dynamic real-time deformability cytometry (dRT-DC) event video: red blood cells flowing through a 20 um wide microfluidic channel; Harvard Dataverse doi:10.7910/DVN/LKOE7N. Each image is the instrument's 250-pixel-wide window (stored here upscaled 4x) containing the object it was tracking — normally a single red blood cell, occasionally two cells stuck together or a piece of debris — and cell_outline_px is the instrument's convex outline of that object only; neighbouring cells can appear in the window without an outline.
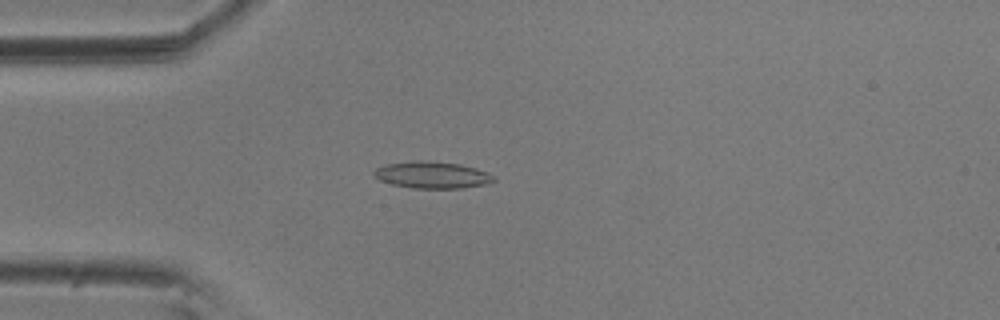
{"species": "common noctule bat (a hibernating species)", "species_latin": "Nyctalus noctula", "temperature_condition": "room temperature", "stored_images_in_passage": 18, "camera_frame_rate_fps": 3000, "um_per_image_px": 0.085, "animal": {"sex": "male", "body_mass_g": 20.5, "forearm_length_mm": 52.5}, "frame": {"image": 1, "passage_image": 15, "time_ms": 4.667, "image_size_px": [1000, 320], "cell_outline_px": [[496, 180], [484, 184], [460, 188], [412, 188], [392, 184], [380, 180], [372, 172], [376, 168], [388, 164], [412, 160], [428, 160], [460, 164], [476, 168], [488, 172], [496, 176]], "centroid_in_image_um": [36.75, 14.86], "position_along_channel_um": 48.2, "area_um2": 18.73}}